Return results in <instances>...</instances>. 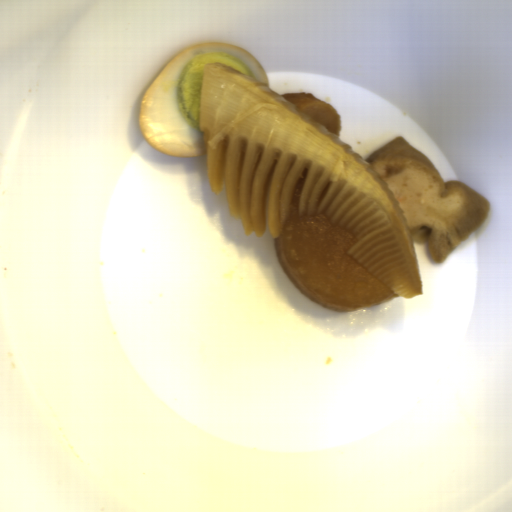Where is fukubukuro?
<instances>
[{
  "label": "fukubukuro",
  "instance_id": "obj_1",
  "mask_svg": "<svg viewBox=\"0 0 512 512\" xmlns=\"http://www.w3.org/2000/svg\"><path fill=\"white\" fill-rule=\"evenodd\" d=\"M389 185L402 208L413 244L426 245L437 264L490 217L492 204L460 179L440 170L403 135L364 158Z\"/></svg>",
  "mask_w": 512,
  "mask_h": 512
}]
</instances>
